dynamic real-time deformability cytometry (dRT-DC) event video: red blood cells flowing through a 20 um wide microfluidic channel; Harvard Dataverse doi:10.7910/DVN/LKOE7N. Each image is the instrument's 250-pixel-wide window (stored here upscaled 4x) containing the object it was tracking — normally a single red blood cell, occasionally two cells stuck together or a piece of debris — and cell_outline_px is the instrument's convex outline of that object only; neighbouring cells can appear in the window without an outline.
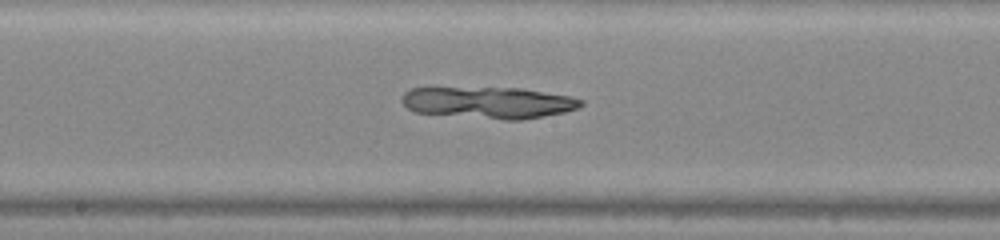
{"species": "common noctule bat (a hibernating species)", "species_latin": "Nyctalus noctula", "temperature_condition": "warm", "stored_images_in_passage": 48, "camera_frame_rate_fps": 3000, "um_per_image_px": 0.085, "animal": {"sex": "male", "body_mass_g": 20.0, "forearm_length_mm": 53.3}, "frame": {"image": 1, "passage_image": 27, "time_ms": 8.667, "image_size_px": [1000, 240], "cell_outline_px": [[584, 104], [576, 108], [564, 112], [544, 116], [520, 120], [504, 120], [416, 112], [408, 108], [400, 100], [404, 92], [412, 88], [520, 88], [568, 96], [584, 100]], "centroid_in_image_um": [41.53, 8.72], "position_along_channel_um": 206.7, "area_um2": 32.71}}